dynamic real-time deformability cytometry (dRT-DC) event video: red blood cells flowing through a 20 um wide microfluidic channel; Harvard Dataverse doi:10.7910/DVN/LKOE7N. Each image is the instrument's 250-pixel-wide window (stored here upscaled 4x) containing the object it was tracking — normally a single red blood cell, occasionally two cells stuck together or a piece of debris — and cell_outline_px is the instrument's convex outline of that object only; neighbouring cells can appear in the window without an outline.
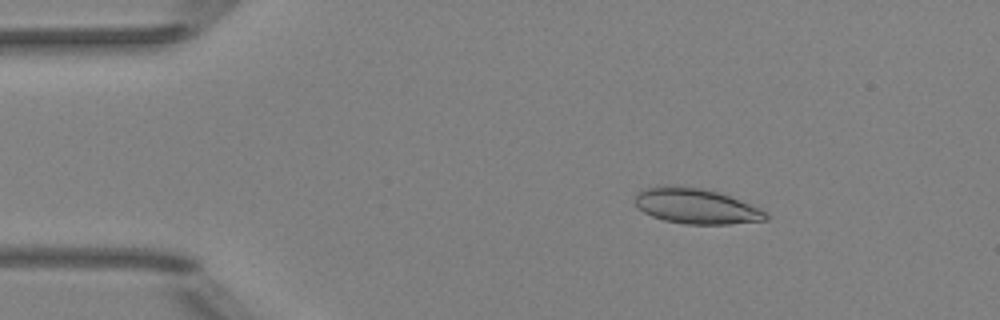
{"species": "Egyptian fruit bat (a non-hibernating species)", "species_latin": "Rousettus aegyptiacus", "temperature_condition": "room temperature", "stored_images_in_passage": 5, "camera_frame_rate_fps": 3000, "um_per_image_px": 0.085, "animal": {"sex": "female"}, "frame": {"image": 1, "passage_image": 3, "time_ms": 2.333, "image_size_px": [1000, 320], "cell_outline_px": [[768, 220], [728, 224], [684, 224], [664, 220], [652, 216], [644, 212], [636, 204], [636, 196], [644, 188], [656, 184], [668, 184], [700, 188], [720, 192], [752, 204], [768, 212]], "centroid_in_image_um": [59.2, 17.5], "position_along_channel_um": 25.8, "area_um2": 27.28}}